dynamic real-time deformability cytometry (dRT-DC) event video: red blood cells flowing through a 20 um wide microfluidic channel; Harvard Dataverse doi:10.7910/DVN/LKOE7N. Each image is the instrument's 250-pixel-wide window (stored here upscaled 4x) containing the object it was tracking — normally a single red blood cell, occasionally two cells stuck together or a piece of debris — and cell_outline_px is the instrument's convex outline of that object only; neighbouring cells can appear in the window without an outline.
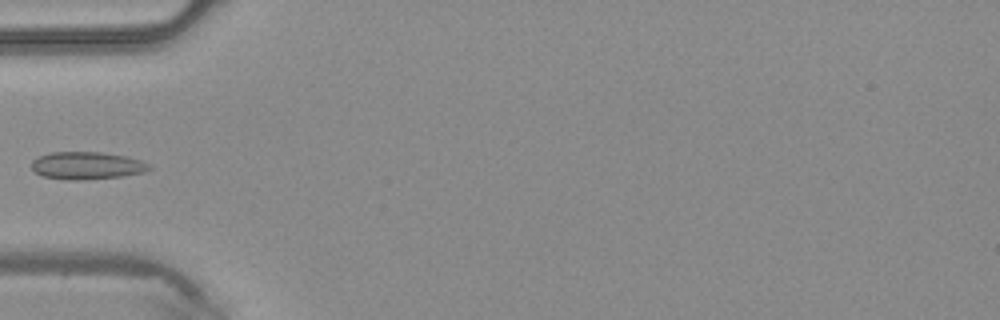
{"species": "common noctule bat (a hibernating species)", "species_latin": "Nyctalus noctula", "temperature_condition": "warm", "stored_images_in_passage": 4, "camera_frame_rate_fps": 3000, "um_per_image_px": 0.085, "animal": {"sex": "male", "body_mass_g": 20.4}, "frame": {"image": 1, "passage_image": 4, "time_ms": 1.0, "image_size_px": [1000, 320], "cell_outline_px": [[152, 168], [144, 172], [124, 176], [84, 180], [68, 180], [44, 176], [36, 172], [32, 168], [32, 160], [40, 156], [52, 152], [100, 152], [124, 156], [140, 160], [148, 164]], "centroid_in_image_um": [7.39, 14.08], "position_along_channel_um": 77.6, "area_um2": 18.73}}